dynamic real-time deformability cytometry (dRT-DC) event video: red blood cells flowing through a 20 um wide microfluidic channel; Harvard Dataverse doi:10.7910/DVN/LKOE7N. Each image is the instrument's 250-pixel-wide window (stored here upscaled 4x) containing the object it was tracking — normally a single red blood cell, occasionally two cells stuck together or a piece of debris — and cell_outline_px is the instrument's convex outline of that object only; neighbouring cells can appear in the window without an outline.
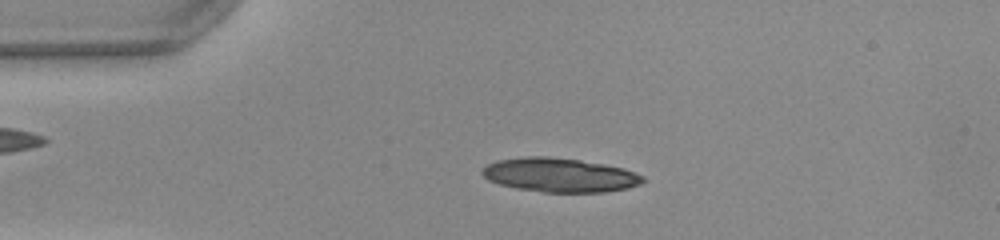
{"species": "common noctule bat (a hibernating species)", "species_latin": "Nyctalus noctula", "temperature_condition": "warm", "stored_images_in_passage": 49, "camera_frame_rate_fps": 3000, "um_per_image_px": 0.085, "animal": {"sex": "female", "body_mass_g": 22.0, "forearm_length_mm": 56.7}, "frame": {"image": 1, "passage_image": 10, "time_ms": 3.0, "image_size_px": [1000, 240], "cell_outline_px": [[648, 180], [640, 184], [628, 188], [604, 192], [544, 192], [516, 188], [500, 184], [488, 180], [480, 172], [488, 164], [496, 160], [524, 156], [548, 156], [580, 160], [604, 164], [624, 168], [644, 176]], "centroid_in_image_um": [47.6, 14.87], "position_along_channel_um": 37.4, "area_um2": 32.02}}